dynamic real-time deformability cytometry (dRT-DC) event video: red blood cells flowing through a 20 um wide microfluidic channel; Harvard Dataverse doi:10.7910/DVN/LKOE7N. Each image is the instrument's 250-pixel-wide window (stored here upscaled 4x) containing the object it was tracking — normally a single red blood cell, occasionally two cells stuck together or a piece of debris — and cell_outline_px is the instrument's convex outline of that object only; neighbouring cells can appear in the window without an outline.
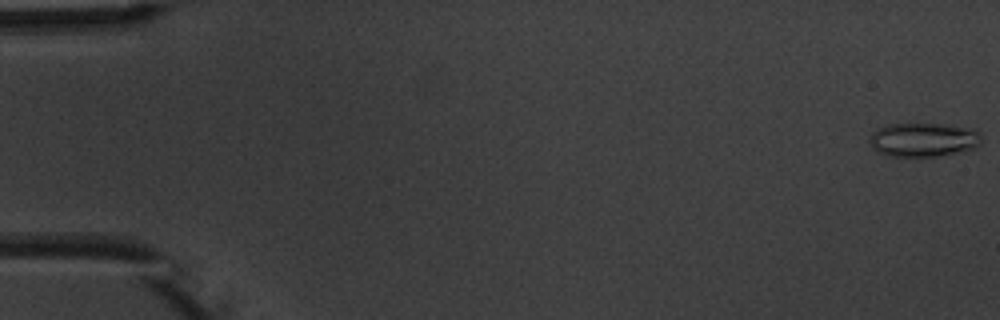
{"species": "common noctule bat (a hibernating species)", "species_latin": "Nyctalus noctula", "temperature_condition": "warm", "stored_images_in_passage": 4, "camera_frame_rate_fps": 3000, "um_per_image_px": 0.085, "animal": {"sex": "male", "body_mass_g": 20.1, "forearm_length_mm": 53.5}, "frame": {"image": 1, "passage_image": 1, "time_ms": 0.0, "image_size_px": [1000, 320], "cell_outline_px": [[980, 144], [972, 148], [940, 156], [892, 156], [880, 152], [872, 148], [868, 140], [872, 132], [888, 124], [940, 124], [980, 132]], "centroid_in_image_um": [78.42, 11.88], "position_along_channel_um": 6.6, "area_um2": 21.56}}